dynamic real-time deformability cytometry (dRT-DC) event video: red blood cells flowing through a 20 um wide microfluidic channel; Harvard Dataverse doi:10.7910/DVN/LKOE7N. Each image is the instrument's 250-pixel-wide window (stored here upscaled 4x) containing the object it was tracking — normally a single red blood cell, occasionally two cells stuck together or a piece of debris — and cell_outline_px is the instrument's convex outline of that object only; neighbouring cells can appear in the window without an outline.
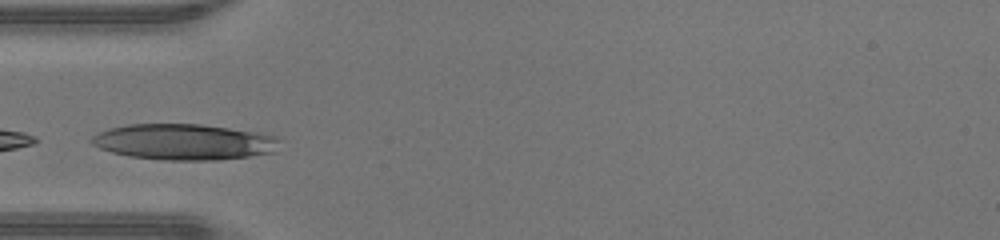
{"species": "human", "species_latin": "Homo sapiens", "temperature_condition": "warm", "stored_images_in_passage": 13, "camera_frame_rate_fps": 3000, "um_per_image_px": 0.085, "donor": {"sex": "male"}, "frame": {"image": 1, "passage_image": 6, "time_ms": 1.667, "image_size_px": [1000, 240], "cell_outline_px": [[280, 140], [276, 152], [248, 156], [216, 160], [164, 160], [128, 156], [112, 152], [100, 148], [92, 144], [88, 140], [92, 136], [108, 128], [128, 124], [200, 124], [256, 132], [276, 136]], "centroid_in_image_um": [15.62, 12.06], "position_along_channel_um": 69.4, "area_um2": 39.36}}
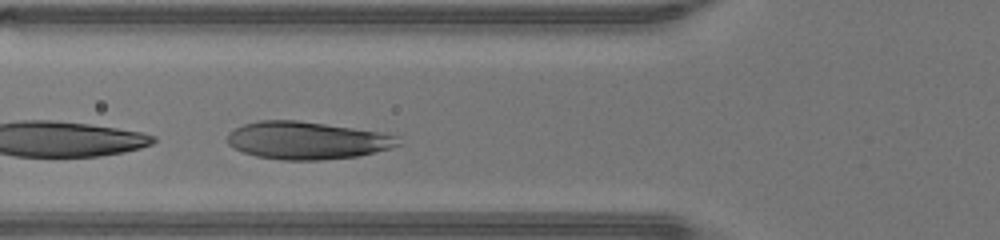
{"frame": {"image": 2, "passage_image": 8, "time_ms": 2.333, "image_size_px": [1000, 240], "cell_outline_px": [[404, 144], [392, 148], [356, 156], [320, 160], [284, 160], [256, 156], [244, 152], [228, 144], [228, 132], [244, 124], [260, 120], [296, 120], [352, 128], [376, 132], [396, 136]], "centroid_in_image_um": [26.09, 11.94], "position_along_channel_um": 99.7, "area_um2": 37.05}}